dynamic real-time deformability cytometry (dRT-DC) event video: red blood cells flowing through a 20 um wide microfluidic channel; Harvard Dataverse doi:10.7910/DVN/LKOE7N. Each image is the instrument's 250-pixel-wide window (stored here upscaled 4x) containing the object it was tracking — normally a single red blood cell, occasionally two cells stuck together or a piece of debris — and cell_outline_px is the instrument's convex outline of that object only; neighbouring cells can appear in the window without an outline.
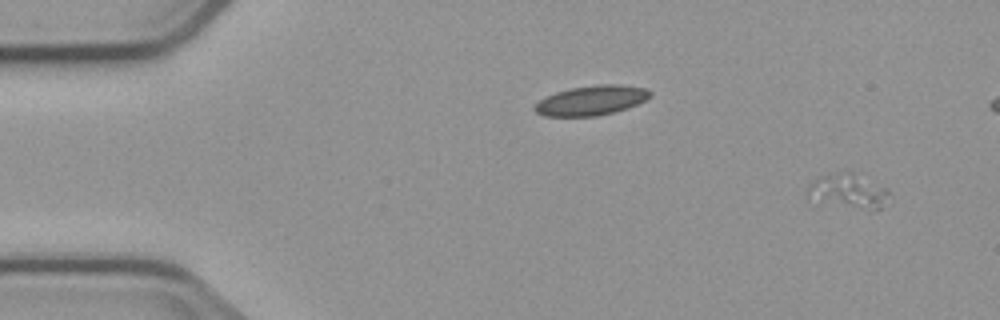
{"species": "common noctule bat (a hibernating species)", "species_latin": "Nyctalus noctula", "temperature_condition": "cold", "stored_images_in_passage": 6, "camera_frame_rate_fps": 3000, "um_per_image_px": 0.085, "animal": {"sex": "male", "body_mass_g": 23.1, "forearm_length_mm": 52.7}, "frame": {"image": 1, "passage_image": 1, "time_ms": 0.0, "image_size_px": [1000, 320], "cell_outline_px": [[888, 192], [880, 208], [876, 208], [808, 196], [804, 192], [804, 188], [812, 180], [820, 176], [836, 172], [852, 172], [884, 188]], "centroid_in_image_um": [71.99, 16.11], "position_along_channel_um": 13.0, "area_um2": 14.39}}
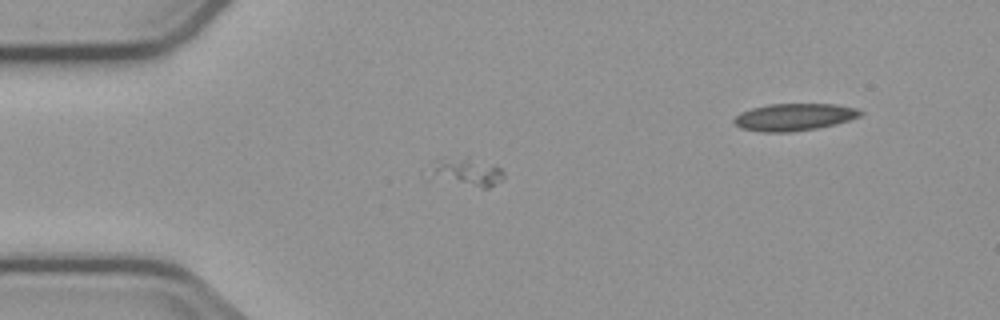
{"frame": {"image": 2, "passage_image": 4, "time_ms": 3.667, "image_size_px": [1000, 320], "cell_outline_px": [[504, 180], [488, 188], [480, 188], [436, 172], [428, 160], [444, 156], [468, 156], [492, 164], [500, 168], [504, 172]], "centroid_in_image_um": [39.84, 14.5], "position_along_channel_um": 45.2, "area_um2": 11.39}}
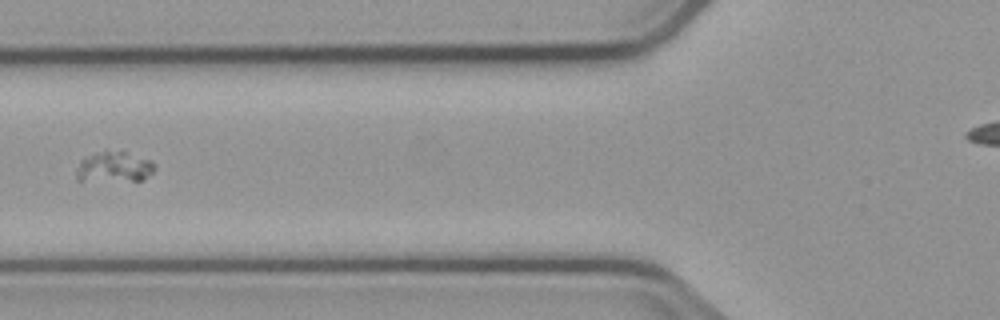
{"frame": {"image": 3, "passage_image": 6, "time_ms": 6.0, "image_size_px": [1000, 320], "cell_outline_px": [[152, 172], [140, 180], [76, 180], [76, 168], [80, 160], [104, 148], [124, 152], [148, 160], [152, 164]], "centroid_in_image_um": [9.58, 14.16], "position_along_channel_um": 116.2, "area_um2": 13.64}}